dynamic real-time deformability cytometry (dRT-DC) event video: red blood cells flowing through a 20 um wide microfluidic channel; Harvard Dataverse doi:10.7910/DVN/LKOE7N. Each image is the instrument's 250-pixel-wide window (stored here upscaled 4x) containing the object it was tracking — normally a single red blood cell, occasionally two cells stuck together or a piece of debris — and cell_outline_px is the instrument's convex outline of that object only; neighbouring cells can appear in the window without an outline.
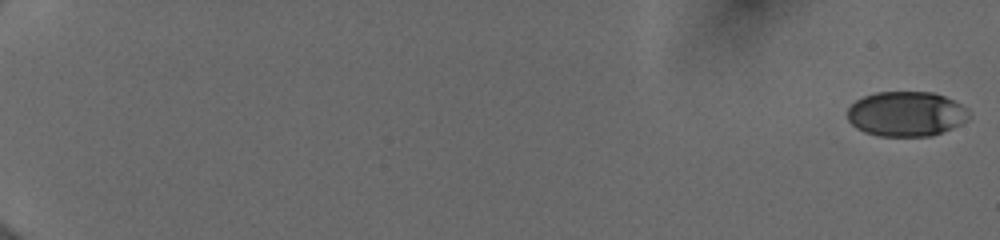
{"species": "human", "species_latin": "Homo sapiens", "temperature_condition": "cold", "stored_images_in_passage": 55, "camera_frame_rate_fps": 3000, "um_per_image_px": 0.085, "donor": {"sex": "female"}, "frame": {"image": 1, "passage_image": 1, "time_ms": 0.0, "image_size_px": [1000, 240], "cell_outline_px": [[968, 120], [952, 128], [932, 136], [880, 136], [864, 132], [856, 128], [848, 120], [848, 108], [856, 100], [864, 96], [876, 92], [932, 92], [944, 96], [968, 108]], "centroid_in_image_um": [77.02, 9.68], "position_along_channel_um": 8.0, "area_um2": 31.79}}
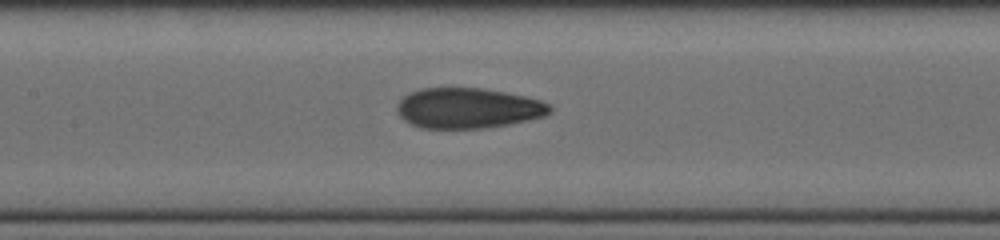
{"frame": {"image": 2, "passage_image": 30, "time_ms": 9.667, "image_size_px": [1000, 240], "cell_outline_px": [[552, 108], [544, 116], [508, 124], [484, 128], [420, 128], [404, 120], [396, 112], [396, 108], [400, 100], [404, 96], [420, 88], [480, 88], [504, 92], [524, 96], [540, 100], [548, 104]], "centroid_in_image_um": [39.74, 9.19], "position_along_channel_um": 167.7, "area_um2": 35.66}}
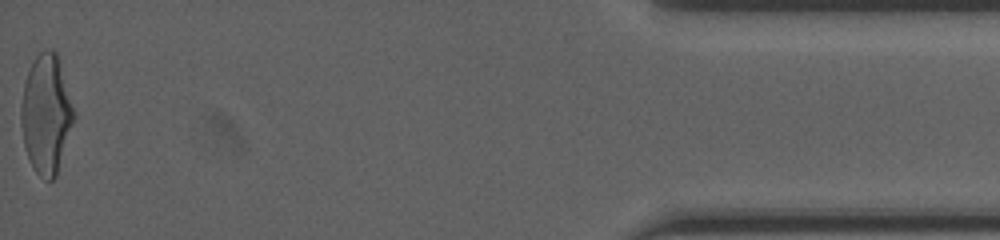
{"frame": {"image": 3, "passage_image": 55, "time_ms": 18.0, "image_size_px": [1000, 240], "cell_outline_px": [[76, 112], [56, 176], [52, 180], [48, 180], [40, 176], [36, 172], [28, 156], [24, 144], [20, 124], [20, 104], [24, 84], [28, 72], [36, 56], [44, 48], [52, 48], [56, 52]], "centroid_in_image_um": [3.92, 9.67], "position_along_channel_um": 431.3, "area_um2": 36.41}, "authors_computed_cell_mechanics": {"area_um2": 34.9112, "velocity_mm_per_s": 4.0118, "shape_relaxation_time_tau1_ms": 4.9742, "shape_relaxation_time_tau2_ms": 0.9642, "deformation_change_tau1": 0.163, "deformation_change_tau2": 0.0642}}